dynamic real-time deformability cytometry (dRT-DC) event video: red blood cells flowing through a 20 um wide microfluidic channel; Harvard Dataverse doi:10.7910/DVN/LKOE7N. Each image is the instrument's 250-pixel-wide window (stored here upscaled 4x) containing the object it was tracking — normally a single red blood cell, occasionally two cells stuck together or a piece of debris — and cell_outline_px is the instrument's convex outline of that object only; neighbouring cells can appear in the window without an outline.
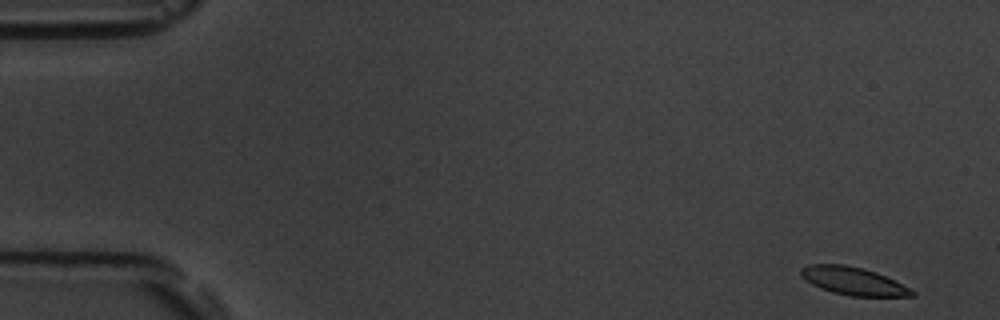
{"species": "common noctule bat (a hibernating species)", "species_latin": "Nyctalus noctula", "temperature_condition": "room temperature", "stored_images_in_passage": 5, "camera_frame_rate_fps": 3000, "um_per_image_px": 0.085, "animal": {"sex": "male", "body_mass_g": 19.5, "forearm_length_mm": 54.6}, "frame": {"image": 1, "passage_image": 1, "time_ms": 0.0, "image_size_px": [1000, 320], "cell_outline_px": [[916, 296], [848, 296], [832, 292], [820, 288], [812, 284], [800, 276], [800, 268], [808, 264], [844, 264], [864, 268], [876, 272], [916, 292]], "centroid_in_image_um": [72.47, 23.88], "position_along_channel_um": 12.5, "area_um2": 17.98}}
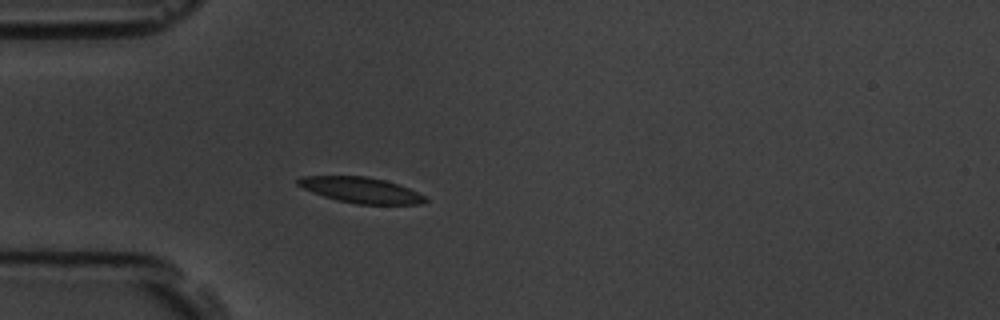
{"frame": {"image": 2, "passage_image": 5, "time_ms": 4.667, "image_size_px": [1000, 320], "cell_outline_px": [[428, 200], [424, 204], [356, 204], [336, 200], [312, 192], [296, 184], [296, 180], [300, 176], [368, 176], [384, 180], [408, 188], [424, 196]], "centroid_in_image_um": [30.65, 16.16], "position_along_channel_um": 54.3, "area_um2": 18.96}}